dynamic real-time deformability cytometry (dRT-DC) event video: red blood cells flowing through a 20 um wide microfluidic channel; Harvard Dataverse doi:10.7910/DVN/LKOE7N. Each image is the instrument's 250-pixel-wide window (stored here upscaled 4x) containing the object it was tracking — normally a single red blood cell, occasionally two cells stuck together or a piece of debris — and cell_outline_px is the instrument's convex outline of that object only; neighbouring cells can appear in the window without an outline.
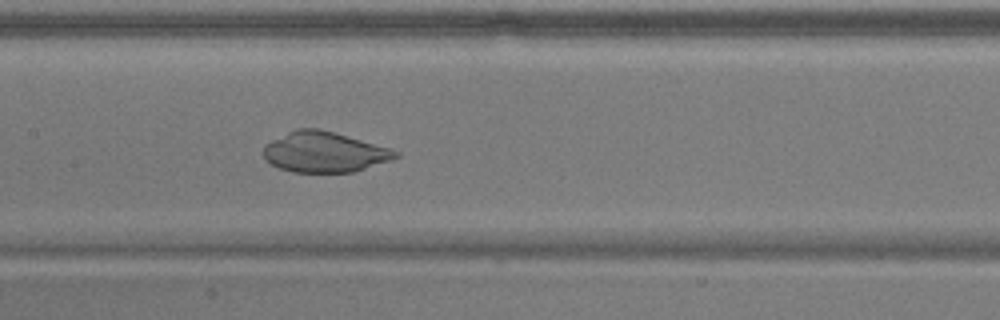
{"species": "common noctule bat (a hibernating species)", "species_latin": "Nyctalus noctula", "temperature_condition": "warm", "stored_images_in_passage": 40, "camera_frame_rate_fps": 3000, "um_per_image_px": 0.085, "animal": {"sex": "male", "body_mass_g": 17.9}, "frame": {"image": 1, "passage_image": 26, "time_ms": 8.333, "image_size_px": [1000, 320], "cell_outline_px": [[400, 156], [392, 160], [352, 172], [292, 172], [280, 168], [272, 164], [264, 156], [264, 144], [296, 128], [320, 128], [392, 148], [400, 152]], "centroid_in_image_um": [27.61, 12.91], "position_along_channel_um": 179.8, "area_um2": 31.15}}
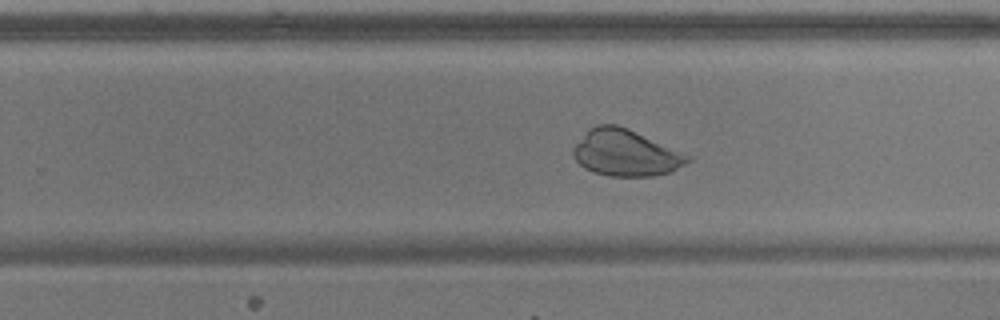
{"frame": {"image": 2, "passage_image": 34, "time_ms": 11.0, "image_size_px": [1000, 320], "cell_outline_px": [[692, 160], [672, 172], [652, 176], [612, 176], [596, 172], [584, 168], [576, 160], [572, 152], [572, 148], [588, 128], [596, 124], [616, 124], [628, 128], [692, 156]], "centroid_in_image_um": [53.19, 12.98], "position_along_channel_um": 276.6, "area_um2": 31.1}}
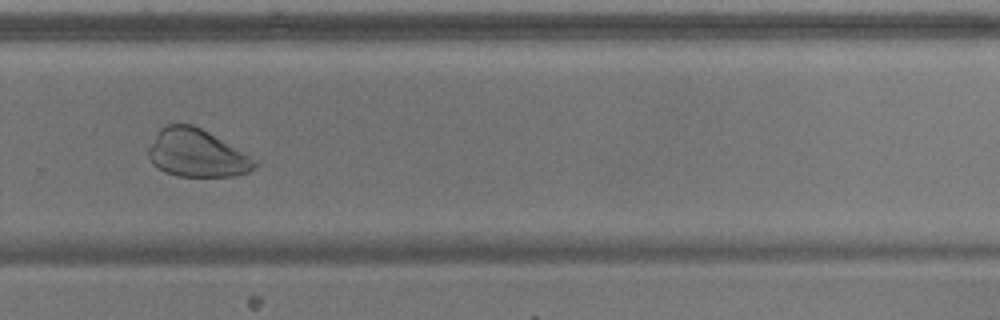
{"frame": {"image": 3, "passage_image": 37, "time_ms": 12.0, "image_size_px": [1000, 320], "cell_outline_px": [[260, 164], [248, 172], [232, 176], [180, 176], [164, 172], [152, 164], [148, 156], [148, 148], [160, 128], [168, 124], [192, 124], [208, 132], [260, 160]], "centroid_in_image_um": [16.76, 13.03], "position_along_channel_um": 313.0, "area_um2": 29.71}}